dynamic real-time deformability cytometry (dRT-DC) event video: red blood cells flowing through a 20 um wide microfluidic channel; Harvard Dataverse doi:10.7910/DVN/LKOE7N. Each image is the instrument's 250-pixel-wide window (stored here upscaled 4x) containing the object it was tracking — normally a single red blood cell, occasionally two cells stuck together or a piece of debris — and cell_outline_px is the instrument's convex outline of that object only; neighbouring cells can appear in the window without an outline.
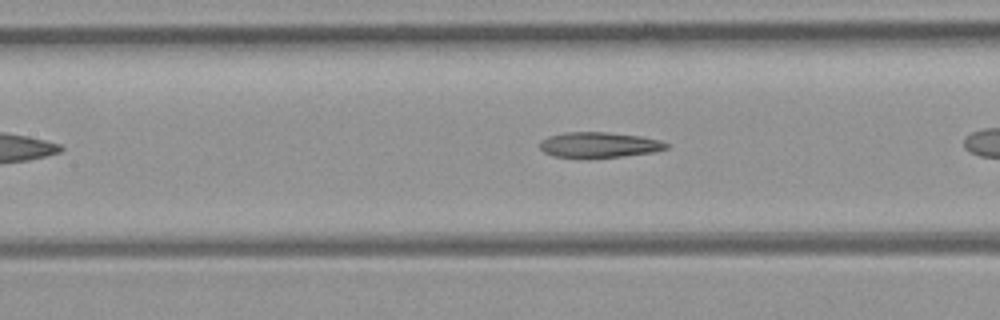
{"species": "common noctule bat (a hibernating species)", "species_latin": "Nyctalus noctula", "temperature_condition": "room temperature", "stored_images_in_passage": 24, "camera_frame_rate_fps": 3000, "um_per_image_px": 0.085, "animal": {"sex": "female", "body_mass_g": 21.9}, "frame": {"image": 1, "passage_image": 8, "time_ms": 2.333, "image_size_px": [1000, 320], "cell_outline_px": [[668, 148], [652, 152], [624, 156], [588, 160], [552, 156], [544, 152], [540, 148], [540, 140], [548, 136], [564, 132], [604, 132], [640, 136], [660, 140], [668, 144]], "centroid_in_image_um": [50.86, 12.34], "position_along_channel_um": 156.5, "area_um2": 19.31}}
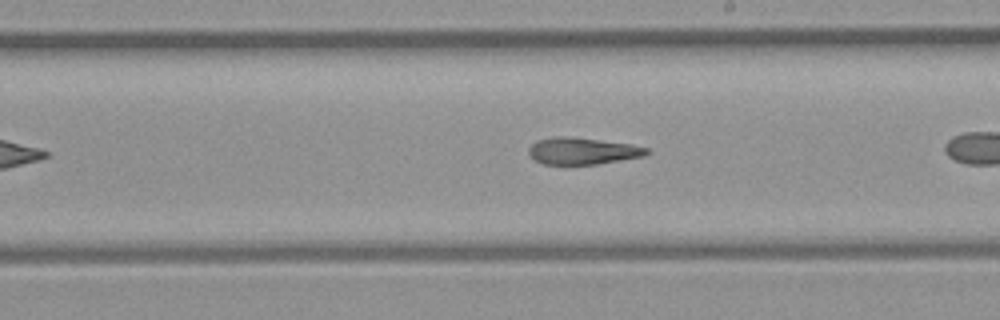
{"frame": {"image": 2, "passage_image": 14, "time_ms": 4.333, "image_size_px": [1000, 320], "cell_outline_px": [[652, 152], [644, 156], [596, 164], [544, 164], [536, 160], [528, 152], [528, 148], [536, 140], [556, 136], [564, 136], [628, 144], [648, 148]], "centroid_in_image_um": [49.5, 12.83], "position_along_channel_um": 239.5, "area_um2": 18.09}}
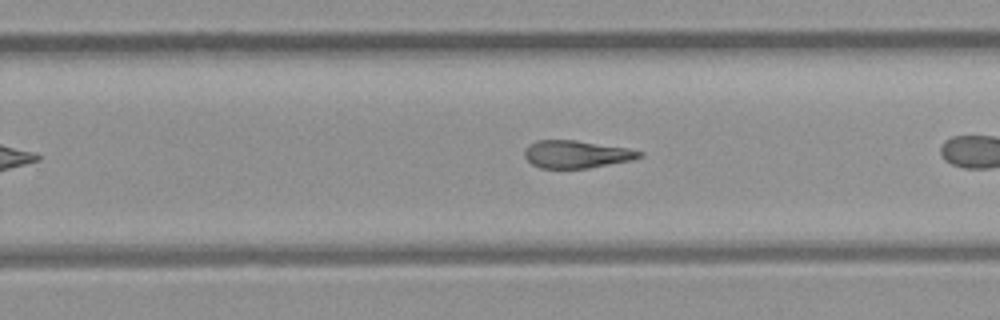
{"frame": {"image": 3, "passage_image": 17, "time_ms": 5.333, "image_size_px": [1000, 320], "cell_outline_px": [[644, 156], [632, 160], [588, 168], [540, 168], [532, 164], [524, 156], [524, 152], [536, 140], [576, 140], [628, 148], [644, 152]], "centroid_in_image_um": [49.04, 13.11], "position_along_channel_um": 280.8, "area_um2": 18.38}}